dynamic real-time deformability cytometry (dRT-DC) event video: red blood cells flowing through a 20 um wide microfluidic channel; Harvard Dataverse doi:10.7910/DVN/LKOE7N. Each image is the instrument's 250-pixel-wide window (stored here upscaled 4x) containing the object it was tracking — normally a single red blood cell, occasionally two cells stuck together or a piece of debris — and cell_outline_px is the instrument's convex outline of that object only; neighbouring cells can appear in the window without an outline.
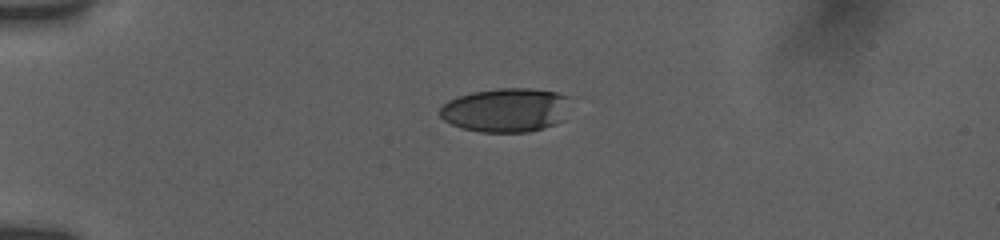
{"species": "human", "species_latin": "Homo sapiens", "temperature_condition": "room temperature", "stored_images_in_passage": 64, "camera_frame_rate_fps": 3000, "um_per_image_px": 0.085, "donor": {"sex": "female"}, "frame": {"image": 1, "passage_image": 1, "time_ms": 0.0, "image_size_px": [1000, 240], "cell_outline_px": [[568, 96], [552, 124], [540, 128], [524, 132], [484, 132], [464, 128], [452, 124], [444, 120], [440, 116], [440, 108], [448, 100], [456, 96], [472, 92], [496, 88], [528, 88], [556, 92]], "centroid_in_image_um": [42.81, 9.33], "position_along_channel_um": 42.2, "area_um2": 32.14}}
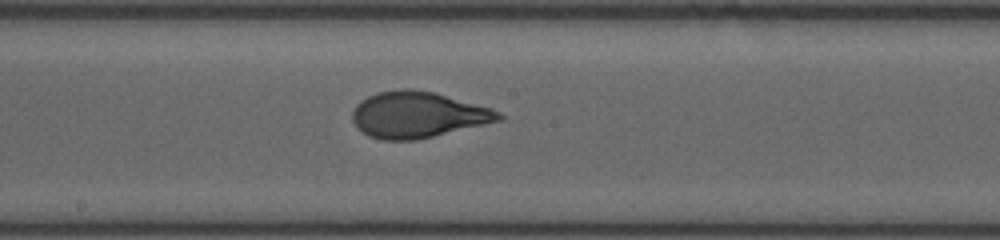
{"frame": {"image": 2, "passage_image": 27, "time_ms": 5.667, "image_size_px": [1000, 240], "cell_outline_px": [[504, 116], [500, 120], [416, 140], [384, 140], [368, 136], [352, 120], [352, 112], [356, 104], [360, 100], [368, 96], [380, 92], [400, 88], [408, 88], [436, 92], [492, 108], [500, 112]], "centroid_in_image_um": [35.51, 9.73], "position_along_channel_um": 212.7, "area_um2": 39.13}}
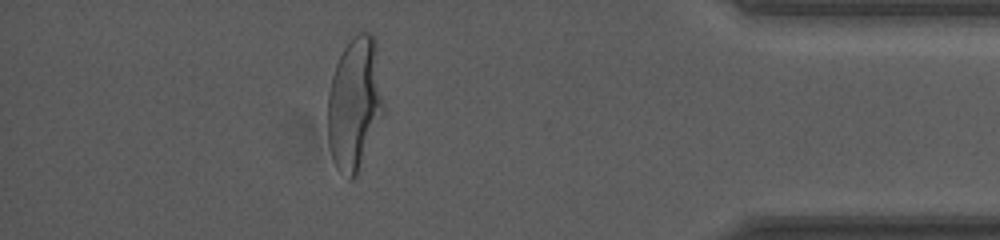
{"frame": {"image": 3, "passage_image": 53, "time_ms": 11.667, "image_size_px": [1000, 240], "cell_outline_px": [[384, 112], [356, 176], [352, 180], [348, 180], [336, 168], [328, 144], [328, 92], [332, 76], [336, 64], [344, 48], [360, 32], [368, 32], [376, 40], [384, 104]], "centroid_in_image_um": [30.14, 8.84], "position_along_channel_um": 405.1, "area_um2": 43.18}, "authors_computed_cell_mechanics": {"area_um2": 38.148, "velocity_mm_per_s": 3.7796, "shape_relaxation_time_tau1_ms": 3.6562, "shape_relaxation_time_tau2_ms": null, "deformation_change_tau1": 0.201, "deformation_change_tau2": null}}